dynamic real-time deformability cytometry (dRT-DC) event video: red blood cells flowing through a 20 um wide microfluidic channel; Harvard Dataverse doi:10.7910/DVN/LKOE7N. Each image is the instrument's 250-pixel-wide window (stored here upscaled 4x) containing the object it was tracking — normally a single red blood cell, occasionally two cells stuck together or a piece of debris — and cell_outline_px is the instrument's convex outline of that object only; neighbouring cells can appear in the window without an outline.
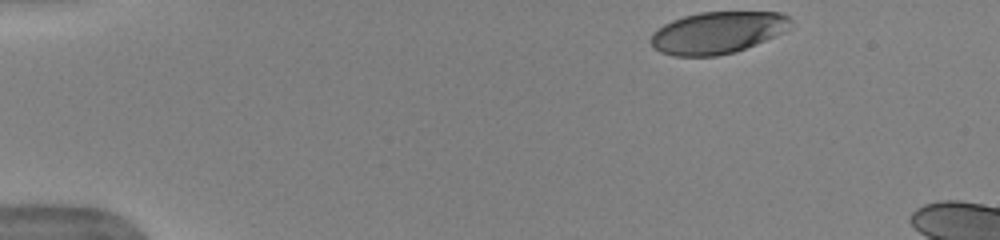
{"species": "human", "species_latin": "Homo sapiens", "temperature_condition": "warm", "stored_images_in_passage": 45, "camera_frame_rate_fps": 3000, "um_per_image_px": 0.085, "donor": {"sex": "female"}, "frame": {"image": 1, "passage_image": 1, "time_ms": 0.0, "image_size_px": [1000, 240], "cell_outline_px": [[792, 20], [780, 32], [756, 44], [736, 52], [716, 56], [672, 56], [660, 52], [652, 44], [652, 32], [664, 24], [672, 20], [684, 16], [700, 12], [780, 12], [788, 16]], "centroid_in_image_um": [60.93, 2.77], "position_along_channel_um": 24.1, "area_um2": 33.7}}
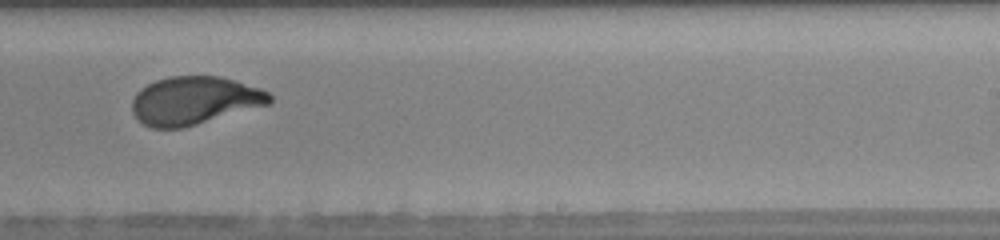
{"frame": {"image": 2, "passage_image": 27, "time_ms": 8.667, "image_size_px": [1000, 240], "cell_outline_px": [[272, 104], [184, 128], [152, 128], [136, 120], [132, 112], [132, 100], [136, 92], [140, 88], [156, 80], [168, 76], [220, 76], [260, 88], [268, 92], [272, 96]], "centroid_in_image_um": [16.52, 8.56], "position_along_channel_um": 272.5, "area_um2": 39.02}}
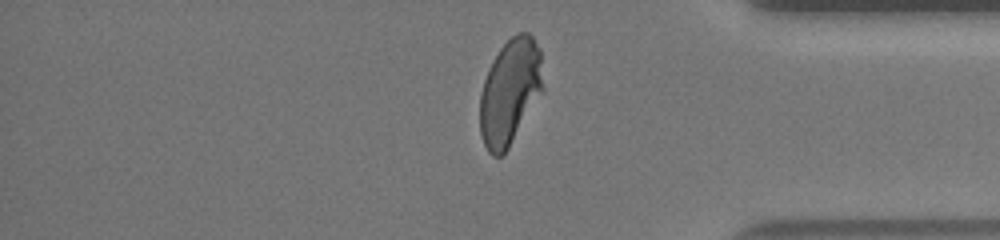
{"frame": {"image": 3, "passage_image": 37, "time_ms": 12.0, "image_size_px": [1000, 240], "cell_outline_px": [[544, 88], [508, 148], [500, 156], [492, 156], [488, 152], [484, 144], [480, 132], [480, 96], [484, 80], [488, 68], [492, 60], [500, 48], [516, 32], [528, 32], [532, 36], [540, 48]], "centroid_in_image_um": [43.35, 7.77], "position_along_channel_um": 391.9, "area_um2": 38.78}}